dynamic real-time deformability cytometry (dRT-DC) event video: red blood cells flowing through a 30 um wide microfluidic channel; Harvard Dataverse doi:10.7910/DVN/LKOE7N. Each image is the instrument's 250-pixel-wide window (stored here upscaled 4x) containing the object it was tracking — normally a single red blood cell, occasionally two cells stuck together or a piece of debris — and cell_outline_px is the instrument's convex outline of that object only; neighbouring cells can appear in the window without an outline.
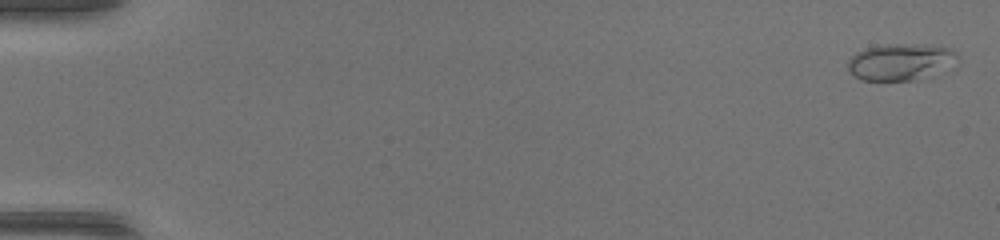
{"species": "common noctule bat (a hibernating species)", "species_latin": "Nyctalus noctula", "temperature_condition": "warm", "stored_images_in_passage": 50, "camera_frame_rate_fps": 3000, "um_per_image_px": 0.085, "animal": {"sex": "female", "body_mass_g": 17.0, "forearm_length_mm": 48.0}, "frame": {"image": 1, "passage_image": 2, "time_ms": 0.333, "image_size_px": [1000, 240], "cell_outline_px": [[956, 68], [912, 80], [860, 80], [848, 68], [848, 60], [856, 52], [868, 48], [888, 44], [904, 44], [952, 48], [956, 52]], "centroid_in_image_um": [76.61, 5.27], "position_along_channel_um": 8.4, "area_um2": 23.29}}
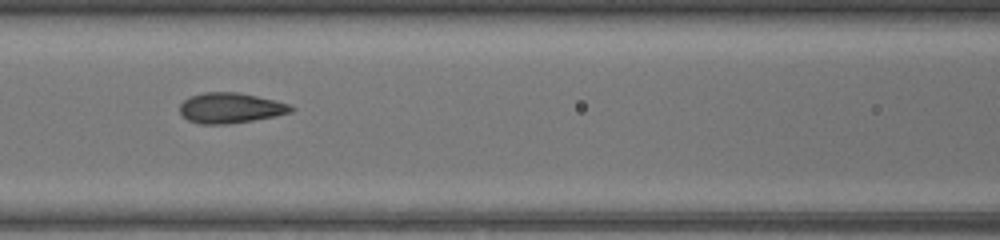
{"frame": {"image": 2, "passage_image": 24, "time_ms": 7.667, "image_size_px": [1000, 240], "cell_outline_px": [[296, 108], [292, 112], [276, 116], [228, 124], [200, 124], [188, 120], [180, 112], [180, 104], [184, 100], [192, 96], [204, 92], [236, 92], [276, 100], [288, 104]], "centroid_in_image_um": [19.61, 9.18], "position_along_channel_um": 147.0, "area_um2": 19.59}}
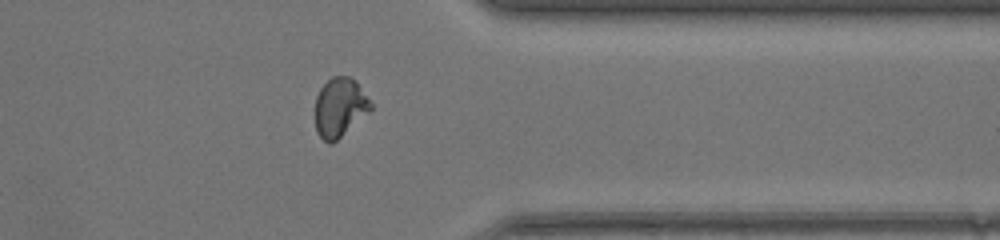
{"frame": {"image": 3, "passage_image": 41, "time_ms": 13.333, "image_size_px": [1000, 240], "cell_outline_px": [[372, 108], [368, 112], [332, 144], [328, 144], [316, 132], [316, 96], [320, 88], [332, 76], [348, 76], [356, 80], [372, 104]], "centroid_in_image_um": [28.87, 9.11], "position_along_channel_um": 382.5, "area_um2": 18.9}, "authors_computed_cell_mechanics": {"area_um2": 19.1896, "velocity_mm_per_s": 4.2662, "shape_relaxation_time_tau1_ms": 6.0267, "shape_relaxation_time_tau2_ms": null, "deformation_change_tau1": 0.1979, "deformation_change_tau2": null}}